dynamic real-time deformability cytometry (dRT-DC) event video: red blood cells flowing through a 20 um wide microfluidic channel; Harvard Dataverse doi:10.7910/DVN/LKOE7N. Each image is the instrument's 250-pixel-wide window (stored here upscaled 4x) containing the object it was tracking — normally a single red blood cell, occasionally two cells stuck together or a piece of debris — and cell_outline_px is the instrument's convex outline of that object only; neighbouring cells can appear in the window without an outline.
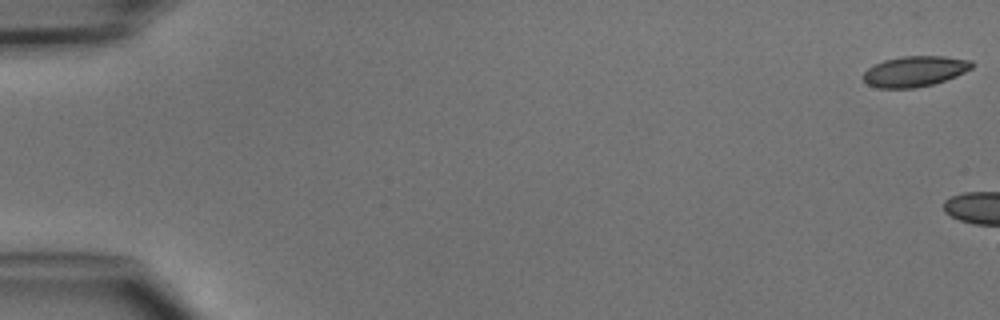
{"species": "common noctule bat (a hibernating species)", "species_latin": "Nyctalus noctula", "temperature_condition": "cold", "stored_images_in_passage": 7, "camera_frame_rate_fps": 3000, "um_per_image_px": 0.085, "animal": {"sex": "male", "body_mass_g": 15.6}, "frame": {"image": 1, "passage_image": 1, "time_ms": 0.0, "image_size_px": [1000, 320], "cell_outline_px": [[976, 64], [972, 68], [956, 76], [932, 84], [916, 88], [876, 88], [868, 84], [860, 76], [868, 68], [884, 60], [904, 56], [944, 56], [972, 60]], "centroid_in_image_um": [77.76, 6.06], "position_along_channel_um": 7.2, "area_um2": 19.42}}